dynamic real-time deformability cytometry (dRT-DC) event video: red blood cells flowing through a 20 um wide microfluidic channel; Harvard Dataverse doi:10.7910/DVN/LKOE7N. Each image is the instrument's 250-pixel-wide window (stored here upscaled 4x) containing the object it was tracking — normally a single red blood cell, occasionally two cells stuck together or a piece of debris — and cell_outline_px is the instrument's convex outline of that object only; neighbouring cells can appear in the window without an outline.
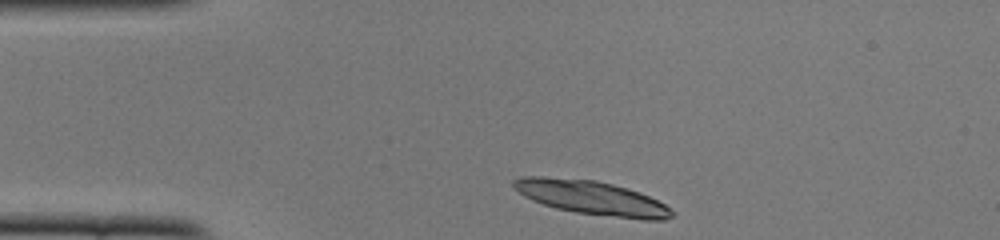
{"species": "common noctule bat (a hibernating species)", "species_latin": "Nyctalus noctula", "temperature_condition": "cold", "stored_images_in_passage": 42, "camera_frame_rate_fps": 3000, "um_per_image_px": 0.085, "animal": {"sex": "female", "body_mass_g": 22.0, "forearm_length_mm": 56.7}, "frame": {"image": 1, "passage_image": 1, "time_ms": 0.0, "image_size_px": [1000, 240], "cell_outline_px": [[676, 216], [664, 220], [640, 220], [576, 212], [556, 208], [532, 200], [524, 196], [512, 188], [512, 180], [520, 176], [544, 176], [596, 180], [628, 188], [640, 192], [664, 204], [676, 212]], "centroid_in_image_um": [50.3, 16.81], "position_along_channel_um": 34.7, "area_um2": 31.67}}